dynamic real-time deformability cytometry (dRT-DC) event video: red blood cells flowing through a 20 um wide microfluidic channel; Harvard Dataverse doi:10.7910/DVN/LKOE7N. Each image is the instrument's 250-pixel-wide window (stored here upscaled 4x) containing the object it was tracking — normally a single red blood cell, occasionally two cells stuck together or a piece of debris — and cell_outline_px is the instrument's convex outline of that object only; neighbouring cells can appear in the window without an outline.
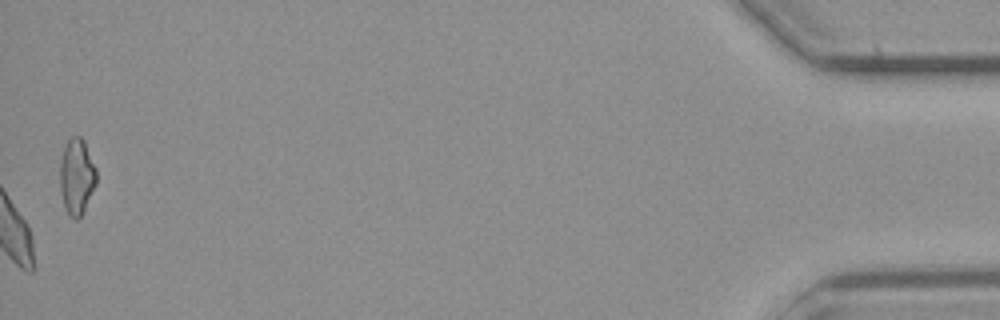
{"species": "common noctule bat (a hibernating species)", "species_latin": "Nyctalus noctula", "temperature_condition": "cold", "stored_images_in_passage": 56, "camera_frame_rate_fps": 3000, "um_per_image_px": 0.085, "animal": {"sex": "male", "body_mass_g": 23.1, "forearm_length_mm": 52.7}, "frame": {"image": 1, "passage_image": 56, "time_ms": 18.333, "image_size_px": [1000, 320], "cell_outline_px": [[96, 184], [80, 216], [76, 220], [68, 216], [64, 204], [60, 188], [60, 164], [64, 148], [68, 140], [72, 136], [80, 136], [84, 140], [96, 168]], "centroid_in_image_um": [6.52, 14.99], "position_along_channel_um": 428.7, "area_um2": 15.9}, "authors_computed_cell_mechanics": {"area_um2": 19.3052, "velocity_mm_per_s": 3.7207, "shape_relaxation_time_tau1_ms": null, "shape_relaxation_time_tau2_ms": 5.2654, "deformation_change_tau1": null, "deformation_change_tau2": 0.0903}}